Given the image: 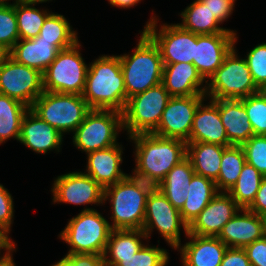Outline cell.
Masks as SVG:
<instances>
[{"mask_svg": "<svg viewBox=\"0 0 266 266\" xmlns=\"http://www.w3.org/2000/svg\"><path fill=\"white\" fill-rule=\"evenodd\" d=\"M21 2L27 3V4H43L46 2H52V0H19Z\"/></svg>", "mask_w": 266, "mask_h": 266, "instance_id": "cell-49", "label": "cell"}, {"mask_svg": "<svg viewBox=\"0 0 266 266\" xmlns=\"http://www.w3.org/2000/svg\"><path fill=\"white\" fill-rule=\"evenodd\" d=\"M217 107L230 146H242L254 135L241 99H217Z\"/></svg>", "mask_w": 266, "mask_h": 266, "instance_id": "cell-24", "label": "cell"}, {"mask_svg": "<svg viewBox=\"0 0 266 266\" xmlns=\"http://www.w3.org/2000/svg\"><path fill=\"white\" fill-rule=\"evenodd\" d=\"M247 209L259 216L266 213V177L263 178L254 201Z\"/></svg>", "mask_w": 266, "mask_h": 266, "instance_id": "cell-46", "label": "cell"}, {"mask_svg": "<svg viewBox=\"0 0 266 266\" xmlns=\"http://www.w3.org/2000/svg\"><path fill=\"white\" fill-rule=\"evenodd\" d=\"M185 238L189 241L175 249L180 253L182 266H220L228 248L222 240L189 233Z\"/></svg>", "mask_w": 266, "mask_h": 266, "instance_id": "cell-20", "label": "cell"}, {"mask_svg": "<svg viewBox=\"0 0 266 266\" xmlns=\"http://www.w3.org/2000/svg\"><path fill=\"white\" fill-rule=\"evenodd\" d=\"M264 176L251 164L245 163L237 182L227 192L240 208L247 209L255 199Z\"/></svg>", "mask_w": 266, "mask_h": 266, "instance_id": "cell-34", "label": "cell"}, {"mask_svg": "<svg viewBox=\"0 0 266 266\" xmlns=\"http://www.w3.org/2000/svg\"><path fill=\"white\" fill-rule=\"evenodd\" d=\"M9 243L0 235V251L4 250Z\"/></svg>", "mask_w": 266, "mask_h": 266, "instance_id": "cell-50", "label": "cell"}, {"mask_svg": "<svg viewBox=\"0 0 266 266\" xmlns=\"http://www.w3.org/2000/svg\"><path fill=\"white\" fill-rule=\"evenodd\" d=\"M228 146L205 142H187L186 157L190 160L195 174L216 181L219 176L224 149Z\"/></svg>", "mask_w": 266, "mask_h": 266, "instance_id": "cell-27", "label": "cell"}, {"mask_svg": "<svg viewBox=\"0 0 266 266\" xmlns=\"http://www.w3.org/2000/svg\"><path fill=\"white\" fill-rule=\"evenodd\" d=\"M9 190L0 183V230L13 242L10 233L15 215L14 201Z\"/></svg>", "mask_w": 266, "mask_h": 266, "instance_id": "cell-41", "label": "cell"}, {"mask_svg": "<svg viewBox=\"0 0 266 266\" xmlns=\"http://www.w3.org/2000/svg\"><path fill=\"white\" fill-rule=\"evenodd\" d=\"M153 11L151 18L143 26V31L158 46L163 64L192 63L195 52V34L177 23H159V16Z\"/></svg>", "mask_w": 266, "mask_h": 266, "instance_id": "cell-12", "label": "cell"}, {"mask_svg": "<svg viewBox=\"0 0 266 266\" xmlns=\"http://www.w3.org/2000/svg\"><path fill=\"white\" fill-rule=\"evenodd\" d=\"M188 196L180 210L182 220L189 226L199 213L218 193L215 182L204 176L194 174L188 188Z\"/></svg>", "mask_w": 266, "mask_h": 266, "instance_id": "cell-30", "label": "cell"}, {"mask_svg": "<svg viewBox=\"0 0 266 266\" xmlns=\"http://www.w3.org/2000/svg\"><path fill=\"white\" fill-rule=\"evenodd\" d=\"M195 171L190 160L186 157L175 165L166 175L157 188L166 196L167 200L181 210L188 196V185Z\"/></svg>", "mask_w": 266, "mask_h": 266, "instance_id": "cell-29", "label": "cell"}, {"mask_svg": "<svg viewBox=\"0 0 266 266\" xmlns=\"http://www.w3.org/2000/svg\"><path fill=\"white\" fill-rule=\"evenodd\" d=\"M153 185L128 174L125 178L104 189V205L110 204V228L142 230L145 207Z\"/></svg>", "mask_w": 266, "mask_h": 266, "instance_id": "cell-3", "label": "cell"}, {"mask_svg": "<svg viewBox=\"0 0 266 266\" xmlns=\"http://www.w3.org/2000/svg\"><path fill=\"white\" fill-rule=\"evenodd\" d=\"M6 55H7V52L3 48L0 47V65Z\"/></svg>", "mask_w": 266, "mask_h": 266, "instance_id": "cell-52", "label": "cell"}, {"mask_svg": "<svg viewBox=\"0 0 266 266\" xmlns=\"http://www.w3.org/2000/svg\"><path fill=\"white\" fill-rule=\"evenodd\" d=\"M170 98L162 83L128 98L122 111L123 132H127L126 136L153 133Z\"/></svg>", "mask_w": 266, "mask_h": 266, "instance_id": "cell-10", "label": "cell"}, {"mask_svg": "<svg viewBox=\"0 0 266 266\" xmlns=\"http://www.w3.org/2000/svg\"><path fill=\"white\" fill-rule=\"evenodd\" d=\"M59 51L53 42L41 40L38 35L33 39H19L7 54L16 62L43 73Z\"/></svg>", "mask_w": 266, "mask_h": 266, "instance_id": "cell-25", "label": "cell"}, {"mask_svg": "<svg viewBox=\"0 0 266 266\" xmlns=\"http://www.w3.org/2000/svg\"><path fill=\"white\" fill-rule=\"evenodd\" d=\"M263 236L262 217L248 209L240 208L223 226L217 237L227 247L245 248Z\"/></svg>", "mask_w": 266, "mask_h": 266, "instance_id": "cell-22", "label": "cell"}, {"mask_svg": "<svg viewBox=\"0 0 266 266\" xmlns=\"http://www.w3.org/2000/svg\"><path fill=\"white\" fill-rule=\"evenodd\" d=\"M242 147L246 162L266 177V135H253Z\"/></svg>", "mask_w": 266, "mask_h": 266, "instance_id": "cell-40", "label": "cell"}, {"mask_svg": "<svg viewBox=\"0 0 266 266\" xmlns=\"http://www.w3.org/2000/svg\"><path fill=\"white\" fill-rule=\"evenodd\" d=\"M89 63L83 98L91 109L122 112L127 102L119 55H100Z\"/></svg>", "mask_w": 266, "mask_h": 266, "instance_id": "cell-2", "label": "cell"}, {"mask_svg": "<svg viewBox=\"0 0 266 266\" xmlns=\"http://www.w3.org/2000/svg\"><path fill=\"white\" fill-rule=\"evenodd\" d=\"M235 33L195 34L193 64L207 82L223 64L225 56L235 46Z\"/></svg>", "mask_w": 266, "mask_h": 266, "instance_id": "cell-16", "label": "cell"}, {"mask_svg": "<svg viewBox=\"0 0 266 266\" xmlns=\"http://www.w3.org/2000/svg\"><path fill=\"white\" fill-rule=\"evenodd\" d=\"M146 242L130 259H123L116 266H167L170 260L169 250Z\"/></svg>", "mask_w": 266, "mask_h": 266, "instance_id": "cell-36", "label": "cell"}, {"mask_svg": "<svg viewBox=\"0 0 266 266\" xmlns=\"http://www.w3.org/2000/svg\"><path fill=\"white\" fill-rule=\"evenodd\" d=\"M206 5L210 12L222 24L228 21L229 17L235 11V3L233 0H200Z\"/></svg>", "mask_w": 266, "mask_h": 266, "instance_id": "cell-43", "label": "cell"}, {"mask_svg": "<svg viewBox=\"0 0 266 266\" xmlns=\"http://www.w3.org/2000/svg\"><path fill=\"white\" fill-rule=\"evenodd\" d=\"M161 83L171 97L205 95L206 92V81L193 63L164 64Z\"/></svg>", "mask_w": 266, "mask_h": 266, "instance_id": "cell-23", "label": "cell"}, {"mask_svg": "<svg viewBox=\"0 0 266 266\" xmlns=\"http://www.w3.org/2000/svg\"><path fill=\"white\" fill-rule=\"evenodd\" d=\"M30 109L62 135L72 134L91 110L83 95L48 91Z\"/></svg>", "mask_w": 266, "mask_h": 266, "instance_id": "cell-7", "label": "cell"}, {"mask_svg": "<svg viewBox=\"0 0 266 266\" xmlns=\"http://www.w3.org/2000/svg\"><path fill=\"white\" fill-rule=\"evenodd\" d=\"M63 136L29 108L21 122L18 142L36 154L46 155L51 151L58 154L62 150Z\"/></svg>", "mask_w": 266, "mask_h": 266, "instance_id": "cell-18", "label": "cell"}, {"mask_svg": "<svg viewBox=\"0 0 266 266\" xmlns=\"http://www.w3.org/2000/svg\"><path fill=\"white\" fill-rule=\"evenodd\" d=\"M29 107L23 103L0 94V145L10 139L19 141L21 122Z\"/></svg>", "mask_w": 266, "mask_h": 266, "instance_id": "cell-31", "label": "cell"}, {"mask_svg": "<svg viewBox=\"0 0 266 266\" xmlns=\"http://www.w3.org/2000/svg\"><path fill=\"white\" fill-rule=\"evenodd\" d=\"M111 5V7H117L121 9H130L134 6H138L137 4L141 3L142 0H107Z\"/></svg>", "mask_w": 266, "mask_h": 266, "instance_id": "cell-48", "label": "cell"}, {"mask_svg": "<svg viewBox=\"0 0 266 266\" xmlns=\"http://www.w3.org/2000/svg\"><path fill=\"white\" fill-rule=\"evenodd\" d=\"M139 33L132 54L119 55L127 98L162 82L164 64L160 50L144 31Z\"/></svg>", "mask_w": 266, "mask_h": 266, "instance_id": "cell-4", "label": "cell"}, {"mask_svg": "<svg viewBox=\"0 0 266 266\" xmlns=\"http://www.w3.org/2000/svg\"><path fill=\"white\" fill-rule=\"evenodd\" d=\"M263 221V234L266 237V213L261 216Z\"/></svg>", "mask_w": 266, "mask_h": 266, "instance_id": "cell-51", "label": "cell"}, {"mask_svg": "<svg viewBox=\"0 0 266 266\" xmlns=\"http://www.w3.org/2000/svg\"><path fill=\"white\" fill-rule=\"evenodd\" d=\"M220 266H252L244 248L228 247Z\"/></svg>", "mask_w": 266, "mask_h": 266, "instance_id": "cell-45", "label": "cell"}, {"mask_svg": "<svg viewBox=\"0 0 266 266\" xmlns=\"http://www.w3.org/2000/svg\"><path fill=\"white\" fill-rule=\"evenodd\" d=\"M225 56L223 64L206 82L205 96L208 99H242L260 89L253 81L247 61L239 56L236 44Z\"/></svg>", "mask_w": 266, "mask_h": 266, "instance_id": "cell-6", "label": "cell"}, {"mask_svg": "<svg viewBox=\"0 0 266 266\" xmlns=\"http://www.w3.org/2000/svg\"><path fill=\"white\" fill-rule=\"evenodd\" d=\"M178 15L182 21L177 24L194 34L235 33L237 35L236 30L220 26L221 23L200 0H194Z\"/></svg>", "mask_w": 266, "mask_h": 266, "instance_id": "cell-28", "label": "cell"}, {"mask_svg": "<svg viewBox=\"0 0 266 266\" xmlns=\"http://www.w3.org/2000/svg\"><path fill=\"white\" fill-rule=\"evenodd\" d=\"M50 192L52 204L85 206L81 211L95 210L89 205L104 206V188L83 171L58 175L53 180Z\"/></svg>", "mask_w": 266, "mask_h": 266, "instance_id": "cell-14", "label": "cell"}, {"mask_svg": "<svg viewBox=\"0 0 266 266\" xmlns=\"http://www.w3.org/2000/svg\"><path fill=\"white\" fill-rule=\"evenodd\" d=\"M109 220L97 209L71 217L58 238L69 246L66 254L103 255L111 232Z\"/></svg>", "mask_w": 266, "mask_h": 266, "instance_id": "cell-5", "label": "cell"}, {"mask_svg": "<svg viewBox=\"0 0 266 266\" xmlns=\"http://www.w3.org/2000/svg\"><path fill=\"white\" fill-rule=\"evenodd\" d=\"M244 250L252 266H266V237L247 245Z\"/></svg>", "mask_w": 266, "mask_h": 266, "instance_id": "cell-44", "label": "cell"}, {"mask_svg": "<svg viewBox=\"0 0 266 266\" xmlns=\"http://www.w3.org/2000/svg\"><path fill=\"white\" fill-rule=\"evenodd\" d=\"M11 1H14V0H0V5H1V4H7V3H10Z\"/></svg>", "mask_w": 266, "mask_h": 266, "instance_id": "cell-54", "label": "cell"}, {"mask_svg": "<svg viewBox=\"0 0 266 266\" xmlns=\"http://www.w3.org/2000/svg\"><path fill=\"white\" fill-rule=\"evenodd\" d=\"M205 95L171 97L153 134L189 141L195 112Z\"/></svg>", "mask_w": 266, "mask_h": 266, "instance_id": "cell-15", "label": "cell"}, {"mask_svg": "<svg viewBox=\"0 0 266 266\" xmlns=\"http://www.w3.org/2000/svg\"><path fill=\"white\" fill-rule=\"evenodd\" d=\"M123 129L122 112L112 109H91L72 133L77 150L88 154L116 145Z\"/></svg>", "mask_w": 266, "mask_h": 266, "instance_id": "cell-8", "label": "cell"}, {"mask_svg": "<svg viewBox=\"0 0 266 266\" xmlns=\"http://www.w3.org/2000/svg\"><path fill=\"white\" fill-rule=\"evenodd\" d=\"M80 41L60 50L42 73L43 89L48 92L82 95L89 64L82 57Z\"/></svg>", "mask_w": 266, "mask_h": 266, "instance_id": "cell-9", "label": "cell"}, {"mask_svg": "<svg viewBox=\"0 0 266 266\" xmlns=\"http://www.w3.org/2000/svg\"><path fill=\"white\" fill-rule=\"evenodd\" d=\"M20 39L15 0L12 3L0 5V47L8 52Z\"/></svg>", "mask_w": 266, "mask_h": 266, "instance_id": "cell-38", "label": "cell"}, {"mask_svg": "<svg viewBox=\"0 0 266 266\" xmlns=\"http://www.w3.org/2000/svg\"><path fill=\"white\" fill-rule=\"evenodd\" d=\"M254 135H266V90L241 99Z\"/></svg>", "mask_w": 266, "mask_h": 266, "instance_id": "cell-37", "label": "cell"}, {"mask_svg": "<svg viewBox=\"0 0 266 266\" xmlns=\"http://www.w3.org/2000/svg\"><path fill=\"white\" fill-rule=\"evenodd\" d=\"M43 92L42 73L16 62L7 54L0 65V94L7 95L31 108Z\"/></svg>", "mask_w": 266, "mask_h": 266, "instance_id": "cell-13", "label": "cell"}, {"mask_svg": "<svg viewBox=\"0 0 266 266\" xmlns=\"http://www.w3.org/2000/svg\"><path fill=\"white\" fill-rule=\"evenodd\" d=\"M76 31L64 15L51 12L44 20L39 36L41 40L53 42L59 50H62L79 41Z\"/></svg>", "mask_w": 266, "mask_h": 266, "instance_id": "cell-32", "label": "cell"}, {"mask_svg": "<svg viewBox=\"0 0 266 266\" xmlns=\"http://www.w3.org/2000/svg\"><path fill=\"white\" fill-rule=\"evenodd\" d=\"M183 228V229H182ZM182 231L184 232H181ZM142 230L148 241L155 230L170 247L175 249L181 244V233L188 234V225L182 220L177 210L166 196L154 187L149 193L145 207V218Z\"/></svg>", "mask_w": 266, "mask_h": 266, "instance_id": "cell-11", "label": "cell"}, {"mask_svg": "<svg viewBox=\"0 0 266 266\" xmlns=\"http://www.w3.org/2000/svg\"><path fill=\"white\" fill-rule=\"evenodd\" d=\"M253 81L260 90H266V42L248 50L245 57Z\"/></svg>", "mask_w": 266, "mask_h": 266, "instance_id": "cell-39", "label": "cell"}, {"mask_svg": "<svg viewBox=\"0 0 266 266\" xmlns=\"http://www.w3.org/2000/svg\"><path fill=\"white\" fill-rule=\"evenodd\" d=\"M16 246V243H12L9 244L4 250L0 251V266H16V263L13 259V253H16V249H18Z\"/></svg>", "mask_w": 266, "mask_h": 266, "instance_id": "cell-47", "label": "cell"}, {"mask_svg": "<svg viewBox=\"0 0 266 266\" xmlns=\"http://www.w3.org/2000/svg\"><path fill=\"white\" fill-rule=\"evenodd\" d=\"M0 235L9 243L12 244L13 242L0 230Z\"/></svg>", "mask_w": 266, "mask_h": 266, "instance_id": "cell-53", "label": "cell"}, {"mask_svg": "<svg viewBox=\"0 0 266 266\" xmlns=\"http://www.w3.org/2000/svg\"><path fill=\"white\" fill-rule=\"evenodd\" d=\"M246 157L242 146L231 145L224 149L220 172L215 181L218 192H228L237 182Z\"/></svg>", "mask_w": 266, "mask_h": 266, "instance_id": "cell-33", "label": "cell"}, {"mask_svg": "<svg viewBox=\"0 0 266 266\" xmlns=\"http://www.w3.org/2000/svg\"><path fill=\"white\" fill-rule=\"evenodd\" d=\"M133 143L135 167L132 175L157 187L167 173L186 158V142L153 133L128 137Z\"/></svg>", "mask_w": 266, "mask_h": 266, "instance_id": "cell-1", "label": "cell"}, {"mask_svg": "<svg viewBox=\"0 0 266 266\" xmlns=\"http://www.w3.org/2000/svg\"><path fill=\"white\" fill-rule=\"evenodd\" d=\"M123 147L122 143H118L86 154L87 165L84 173L104 189L119 182L128 175L121 169L125 149Z\"/></svg>", "mask_w": 266, "mask_h": 266, "instance_id": "cell-19", "label": "cell"}, {"mask_svg": "<svg viewBox=\"0 0 266 266\" xmlns=\"http://www.w3.org/2000/svg\"><path fill=\"white\" fill-rule=\"evenodd\" d=\"M50 266H105L101 254H65Z\"/></svg>", "mask_w": 266, "mask_h": 266, "instance_id": "cell-42", "label": "cell"}, {"mask_svg": "<svg viewBox=\"0 0 266 266\" xmlns=\"http://www.w3.org/2000/svg\"><path fill=\"white\" fill-rule=\"evenodd\" d=\"M148 242L143 230L115 229L111 230L105 252L103 254L105 266H116L123 259H130Z\"/></svg>", "mask_w": 266, "mask_h": 266, "instance_id": "cell-26", "label": "cell"}, {"mask_svg": "<svg viewBox=\"0 0 266 266\" xmlns=\"http://www.w3.org/2000/svg\"><path fill=\"white\" fill-rule=\"evenodd\" d=\"M35 4H27L15 0V14L20 39H33L40 33L46 17L52 12L46 7L36 8Z\"/></svg>", "mask_w": 266, "mask_h": 266, "instance_id": "cell-35", "label": "cell"}, {"mask_svg": "<svg viewBox=\"0 0 266 266\" xmlns=\"http://www.w3.org/2000/svg\"><path fill=\"white\" fill-rule=\"evenodd\" d=\"M204 101H207V103ZM188 142H205L230 146V142L226 136V129L220 119L217 99H208L206 97L199 104L194 115Z\"/></svg>", "mask_w": 266, "mask_h": 266, "instance_id": "cell-21", "label": "cell"}, {"mask_svg": "<svg viewBox=\"0 0 266 266\" xmlns=\"http://www.w3.org/2000/svg\"><path fill=\"white\" fill-rule=\"evenodd\" d=\"M240 210L227 192H218L188 226V233L218 236L223 226Z\"/></svg>", "mask_w": 266, "mask_h": 266, "instance_id": "cell-17", "label": "cell"}]
</instances>
